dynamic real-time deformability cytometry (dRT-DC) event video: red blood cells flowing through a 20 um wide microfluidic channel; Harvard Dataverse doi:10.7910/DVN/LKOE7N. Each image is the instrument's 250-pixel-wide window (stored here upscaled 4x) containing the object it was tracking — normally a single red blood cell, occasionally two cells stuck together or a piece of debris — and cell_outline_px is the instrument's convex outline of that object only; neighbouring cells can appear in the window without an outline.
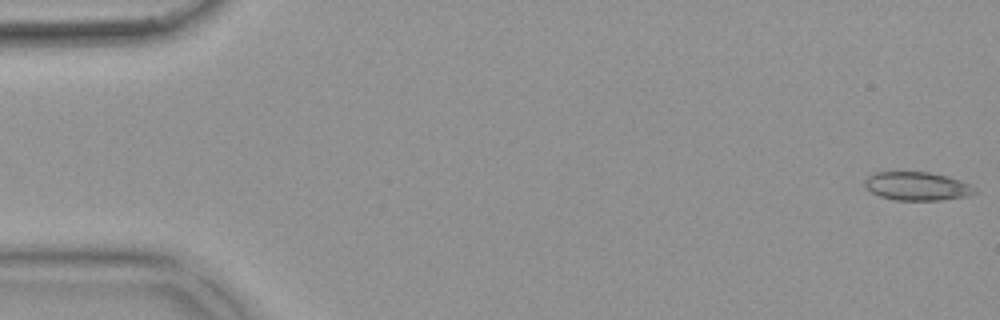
{"species": "common noctule bat (a hibernating species)", "species_latin": "Nyctalus noctula", "temperature_condition": "warm", "stored_images_in_passage": 54, "camera_frame_rate_fps": 3000, "um_per_image_px": 0.085, "animal": {"sex": "female", "body_mass_g": 18.4}, "frame": {"image": 1, "passage_image": 1, "time_ms": 0.0, "image_size_px": [1000, 320], "cell_outline_px": [[976, 192], [968, 196], [940, 200], [896, 200], [880, 196], [872, 192], [864, 184], [864, 180], [868, 176], [876, 172], [928, 172], [948, 176], [960, 180], [976, 188]], "centroid_in_image_um": [77.96, 15.82], "position_along_channel_um": 7.0, "area_um2": 18.15}}
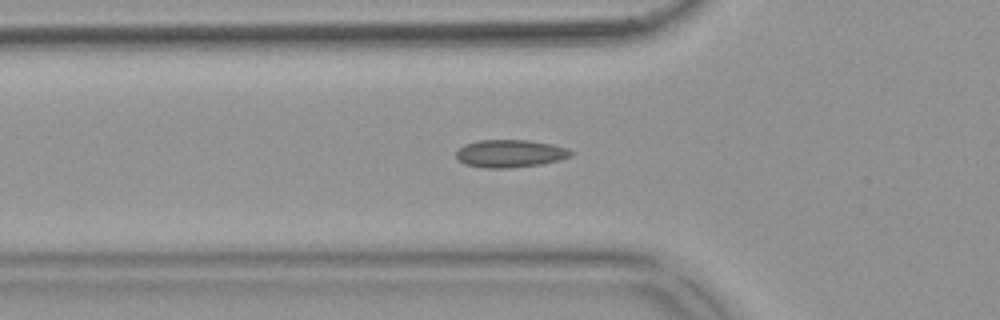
{"frame": {"image": 2, "passage_image": 18, "time_ms": 5.667, "image_size_px": [1000, 320], "cell_outline_px": [[572, 156], [560, 160], [540, 164], [508, 168], [484, 168], [464, 164], [456, 156], [456, 148], [464, 144], [476, 140], [528, 140], [552, 144], [568, 148], [572, 152]], "centroid_in_image_um": [43.33, 13.04], "position_along_channel_um": 82.5, "area_um2": 18.67}}
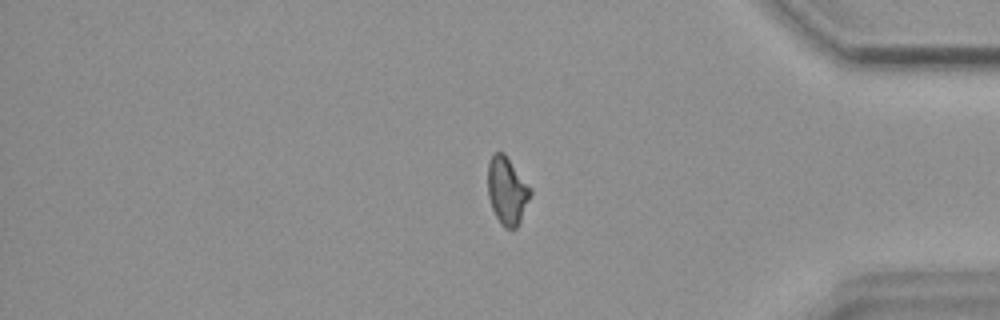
{"frame": {"image": 3, "passage_image": 44, "time_ms": 14.333, "image_size_px": [1000, 320], "cell_outline_px": [[532, 192], [520, 220], [516, 228], [504, 228], [500, 224], [492, 208], [488, 196], [488, 160], [492, 152], [504, 152], [532, 188]], "centroid_in_image_um": [43.09, 16.17], "position_along_channel_um": 392.1, "area_um2": 16.88}, "authors_computed_cell_mechanics": {"area_um2": 17.2822, "velocity_mm_per_s": 3.8561, "shape_relaxation_time_tau1_ms": null, "shape_relaxation_time_tau2_ms": 2.8286, "deformation_change_tau1": null, "deformation_change_tau2": 0.0665}}